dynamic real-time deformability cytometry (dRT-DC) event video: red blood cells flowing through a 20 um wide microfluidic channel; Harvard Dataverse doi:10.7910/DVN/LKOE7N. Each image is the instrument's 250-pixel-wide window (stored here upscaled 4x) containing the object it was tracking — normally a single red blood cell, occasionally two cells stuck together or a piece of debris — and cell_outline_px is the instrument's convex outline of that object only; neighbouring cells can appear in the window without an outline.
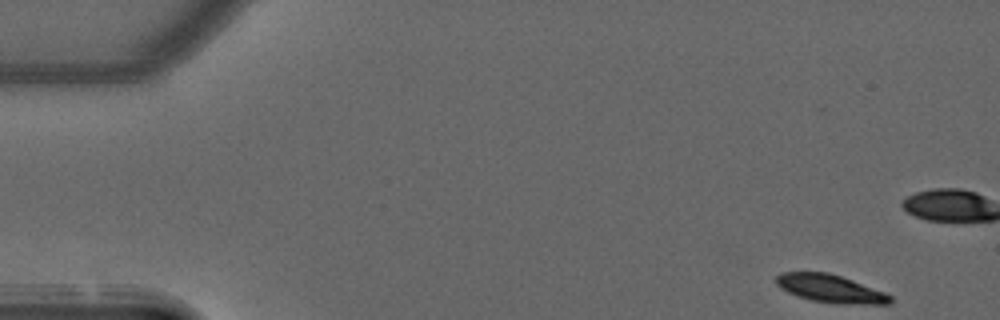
{"species": "common noctule bat (a hibernating species)", "species_latin": "Nyctalus noctula", "temperature_condition": "warm", "stored_images_in_passage": 50, "camera_frame_rate_fps": 3000, "um_per_image_px": 0.085, "animal": {"sex": "male", "forearm_length_mm": 52.5}, "frame": {"image": 1, "passage_image": 1, "time_ms": 0.0, "image_size_px": [1000, 320], "cell_outline_px": [[892, 304], [836, 304], [812, 300], [788, 292], [780, 288], [776, 284], [776, 276], [780, 272], [828, 272], [852, 280], [884, 292], [892, 296]], "centroid_in_image_um": [70.59, 24.54], "position_along_channel_um": 14.4, "area_um2": 18.5}}
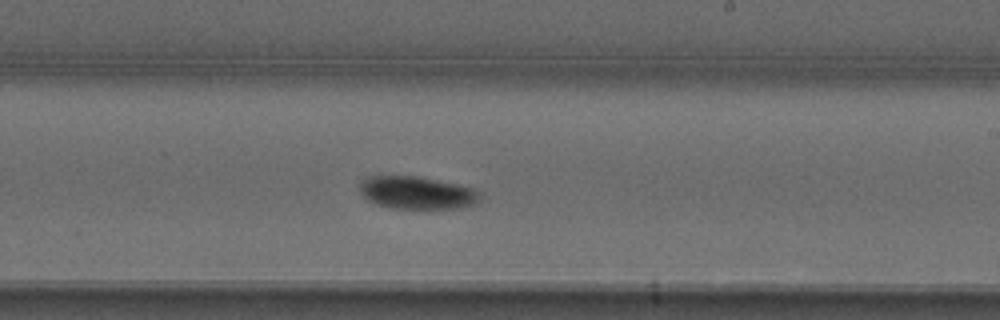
{"frame": {"image": 2, "passage_image": 28, "time_ms": 9.0, "image_size_px": [1000, 320], "cell_outline_px": [[480, 200], [476, 204], [456, 208], [392, 208], [376, 204], [368, 200], [360, 192], [360, 180], [368, 176], [416, 176], [472, 188], [480, 192]], "centroid_in_image_um": [35.4, 16.38], "position_along_channel_um": 253.6, "area_um2": 22.66}}
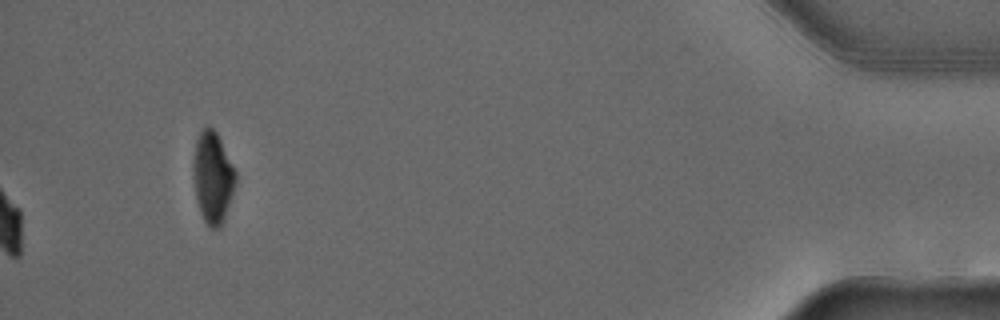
{"frame": {"image": 3, "passage_image": 50, "time_ms": 16.333, "image_size_px": [1000, 320], "cell_outline_px": [[236, 180], [224, 220], [216, 228], [212, 228], [204, 220], [200, 212], [196, 200], [192, 168], [192, 160], [196, 140], [200, 132], [204, 128], [212, 128], [216, 132], [236, 172]], "centroid_in_image_um": [18.05, 15.07], "position_along_channel_um": 417.1, "area_um2": 22.2}, "authors_computed_cell_mechanics": {"area_um2": 21.097, "velocity_mm_per_s": 3.9633, "shape_relaxation_time_tau1_ms": 3.2691, "shape_relaxation_time_tau2_ms": null, "deformation_change_tau1": 0.1254, "deformation_change_tau2": null}}